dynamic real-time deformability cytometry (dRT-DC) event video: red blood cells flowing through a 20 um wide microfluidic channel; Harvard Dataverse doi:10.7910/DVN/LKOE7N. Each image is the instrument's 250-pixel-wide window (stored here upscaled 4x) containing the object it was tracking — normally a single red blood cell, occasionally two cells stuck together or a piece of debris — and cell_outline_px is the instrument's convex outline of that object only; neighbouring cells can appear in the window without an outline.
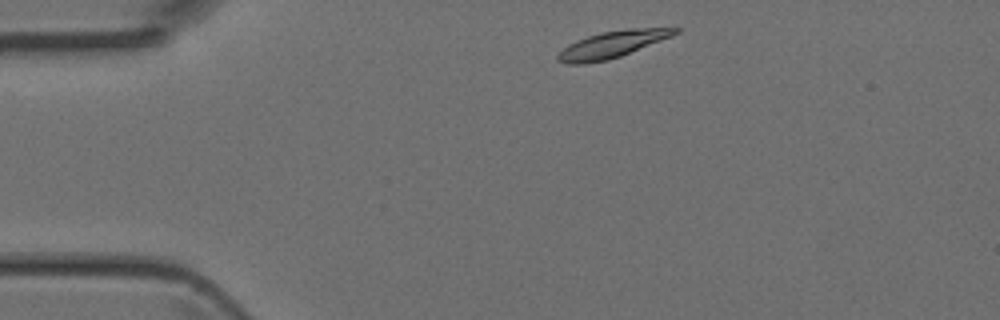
{"species": "Egyptian fruit bat (a non-hibernating species)", "species_latin": "Rousettus aegyptiacus", "temperature_condition": "room temperature", "stored_images_in_passage": 1, "camera_frame_rate_fps": 3000, "um_per_image_px": 0.085, "animal": {"sex": "female"}, "frame": {"image": 1, "passage_image": 1, "time_ms": 0.0, "image_size_px": [1000, 320], "cell_outline_px": [[680, 32], [672, 36], [620, 56], [608, 60], [584, 64], [568, 64], [556, 60], [556, 56], [568, 44], [576, 40], [600, 32], [628, 28], [680, 28]], "centroid_in_image_um": [52.01, 3.78], "position_along_channel_um": 33.0, "area_um2": 18.21}}